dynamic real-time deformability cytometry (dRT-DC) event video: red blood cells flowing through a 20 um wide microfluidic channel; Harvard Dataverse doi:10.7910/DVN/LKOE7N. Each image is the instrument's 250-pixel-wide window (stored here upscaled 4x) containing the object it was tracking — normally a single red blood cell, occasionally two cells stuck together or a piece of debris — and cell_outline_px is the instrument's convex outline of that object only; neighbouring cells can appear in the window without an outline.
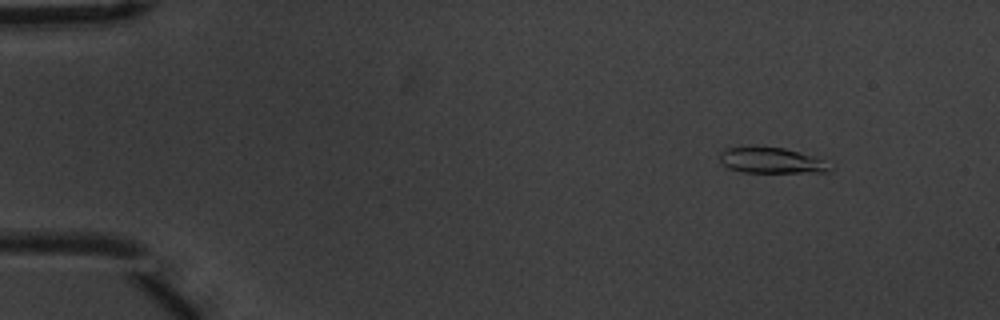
{"species": "common noctule bat (a hibernating species)", "species_latin": "Nyctalus noctula", "temperature_condition": "warm", "stored_images_in_passage": 5, "camera_frame_rate_fps": 3000, "um_per_image_px": 0.085, "animal": {"sex": "male", "body_mass_g": 20.1, "forearm_length_mm": 53.5}, "frame": {"image": 1, "passage_image": 1, "time_ms": 0.0, "image_size_px": [1000, 320], "cell_outline_px": [[836, 168], [824, 172], [744, 172], [728, 168], [720, 160], [720, 152], [724, 148], [752, 144], [756, 144], [784, 148], [800, 152], [824, 160]], "centroid_in_image_um": [65.54, 13.59], "position_along_channel_um": 19.5, "area_um2": 17.11}}